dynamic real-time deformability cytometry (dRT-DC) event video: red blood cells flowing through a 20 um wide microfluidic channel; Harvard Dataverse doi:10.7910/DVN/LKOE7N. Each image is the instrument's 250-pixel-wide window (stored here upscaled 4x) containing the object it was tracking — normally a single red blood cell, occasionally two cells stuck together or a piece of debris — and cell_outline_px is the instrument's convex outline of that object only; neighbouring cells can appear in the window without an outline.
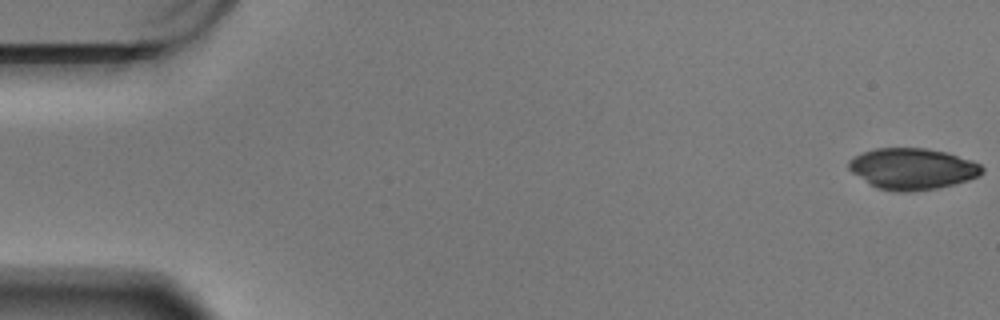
{"species": "Egyptian fruit bat (a non-hibernating species)", "species_latin": "Rousettus aegyptiacus", "temperature_condition": "warm", "stored_images_in_passage": 16, "camera_frame_rate_fps": 3000, "um_per_image_px": 0.085, "animal": {"sex": "male"}, "frame": {"image": 1, "passage_image": 1, "time_ms": 0.0, "image_size_px": [1000, 320], "cell_outline_px": [[984, 172], [980, 176], [968, 180], [936, 188], [908, 192], [896, 192], [876, 188], [852, 172], [848, 168], [848, 160], [852, 156], [876, 148], [924, 148], [944, 152], [972, 160], [980, 164], [984, 168]], "centroid_in_image_um": [77.55, 14.35], "position_along_channel_um": 7.5, "area_um2": 32.02}}
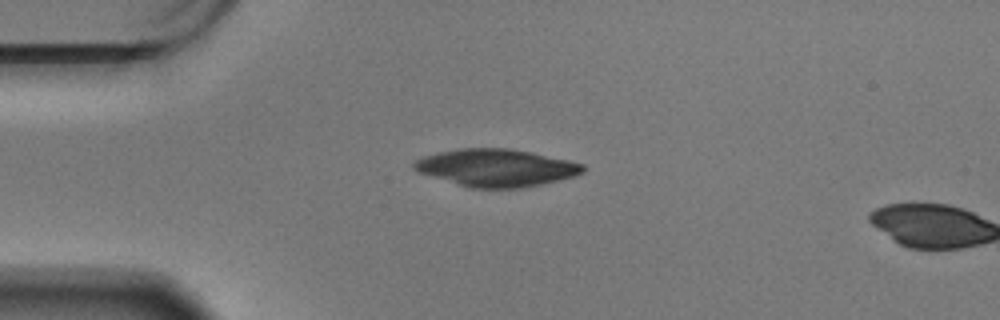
{"frame": {"image": 2, "passage_image": 15, "time_ms": 4.667, "image_size_px": [1000, 320], "cell_outline_px": [[584, 172], [576, 176], [540, 184], [520, 188], [468, 188], [420, 172], [412, 168], [412, 164], [416, 160], [424, 156], [440, 152], [460, 148], [508, 148], [532, 152], [568, 160], [584, 164]], "centroid_in_image_um": [42.19, 14.26], "position_along_channel_um": 42.8, "area_um2": 36.7}}